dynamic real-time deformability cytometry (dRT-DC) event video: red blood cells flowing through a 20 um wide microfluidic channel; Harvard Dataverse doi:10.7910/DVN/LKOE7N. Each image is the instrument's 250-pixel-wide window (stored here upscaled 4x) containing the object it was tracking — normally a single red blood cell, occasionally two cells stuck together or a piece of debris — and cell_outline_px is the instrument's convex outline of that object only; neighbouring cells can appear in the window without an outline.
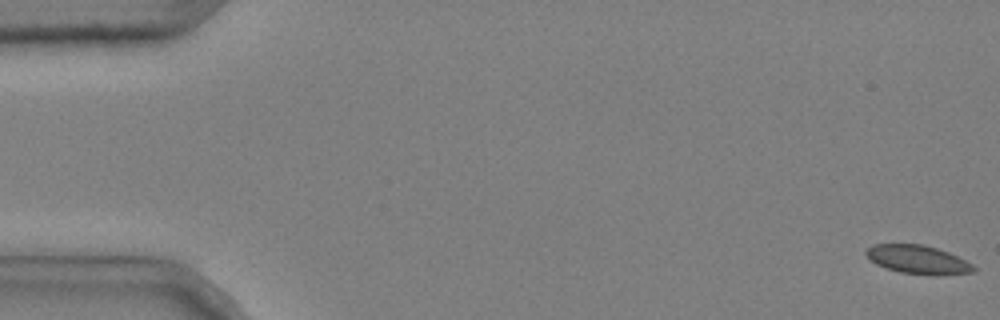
{"species": "common noctule bat (a hibernating species)", "species_latin": "Nyctalus noctula", "temperature_condition": "cold", "stored_images_in_passage": 14, "camera_frame_rate_fps": 3000, "um_per_image_px": 0.085, "animal": {"sex": "male", "body_mass_g": 20.4}, "frame": {"image": 1, "passage_image": 1, "time_ms": 0.0, "image_size_px": [1000, 320], "cell_outline_px": [[976, 272], [900, 272], [876, 264], [864, 252], [872, 244], [924, 244], [948, 252], [972, 264], [976, 268]], "centroid_in_image_um": [77.94, 21.99], "position_along_channel_um": 7.1, "area_um2": 16.76}}